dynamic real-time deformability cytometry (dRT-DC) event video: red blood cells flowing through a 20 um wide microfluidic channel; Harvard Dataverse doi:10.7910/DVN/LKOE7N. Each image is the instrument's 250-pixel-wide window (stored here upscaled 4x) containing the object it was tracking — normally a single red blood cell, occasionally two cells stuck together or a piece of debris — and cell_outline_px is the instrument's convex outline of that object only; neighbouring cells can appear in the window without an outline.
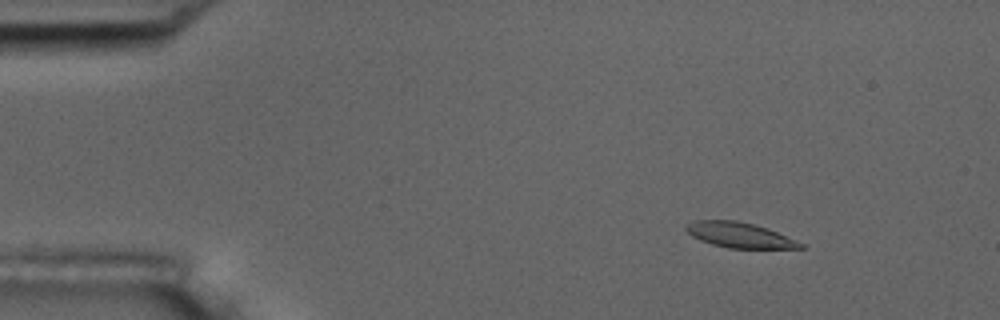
{"species": "common noctule bat (a hibernating species)", "species_latin": "Nyctalus noctula", "temperature_condition": "room temperature", "stored_images_in_passage": 6, "camera_frame_rate_fps": 3000, "um_per_image_px": 0.085, "animal": {"sex": "male", "body_mass_g": 17.5, "forearm_length_mm": 52.3}, "frame": {"image": 1, "passage_image": 3, "time_ms": 2.333, "image_size_px": [1000, 320], "cell_outline_px": [[804, 248], [728, 248], [712, 244], [700, 240], [692, 236], [684, 228], [688, 224], [696, 220], [736, 220], [768, 228], [804, 244]], "centroid_in_image_um": [62.85, 19.98], "position_along_channel_um": 22.2, "area_um2": 16.65}}